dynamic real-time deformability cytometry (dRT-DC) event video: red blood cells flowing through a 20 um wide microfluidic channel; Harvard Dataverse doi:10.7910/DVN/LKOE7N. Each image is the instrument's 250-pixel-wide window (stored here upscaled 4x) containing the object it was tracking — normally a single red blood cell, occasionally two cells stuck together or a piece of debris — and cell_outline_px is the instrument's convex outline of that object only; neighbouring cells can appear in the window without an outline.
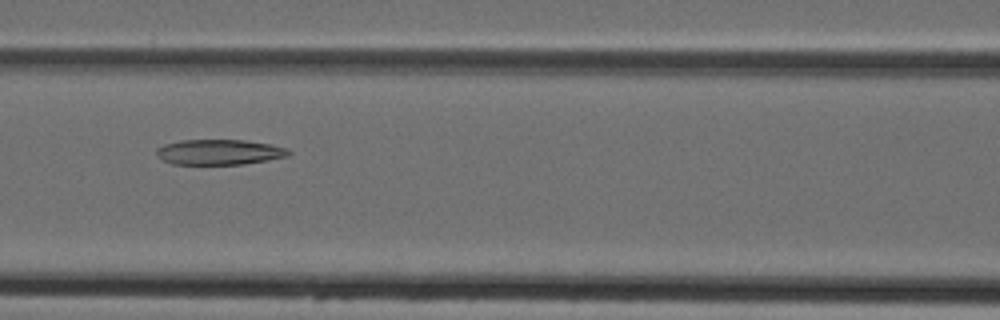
{"species": "Egyptian fruit bat (a non-hibernating species)", "species_latin": "Rousettus aegyptiacus", "temperature_condition": "cold", "stored_images_in_passage": 6, "camera_frame_rate_fps": 3000, "um_per_image_px": 0.085, "animal": {"sex": "female"}, "frame": {"image": 1, "passage_image": 6, "time_ms": 6.0, "image_size_px": [1000, 320], "cell_outline_px": [[292, 152], [288, 156], [268, 160], [244, 164], [172, 164], [156, 156], [156, 148], [164, 144], [180, 140], [244, 140], [272, 144], [288, 148]], "centroid_in_image_um": [18.65, 12.92], "position_along_channel_um": 147.9, "area_um2": 19.65}}